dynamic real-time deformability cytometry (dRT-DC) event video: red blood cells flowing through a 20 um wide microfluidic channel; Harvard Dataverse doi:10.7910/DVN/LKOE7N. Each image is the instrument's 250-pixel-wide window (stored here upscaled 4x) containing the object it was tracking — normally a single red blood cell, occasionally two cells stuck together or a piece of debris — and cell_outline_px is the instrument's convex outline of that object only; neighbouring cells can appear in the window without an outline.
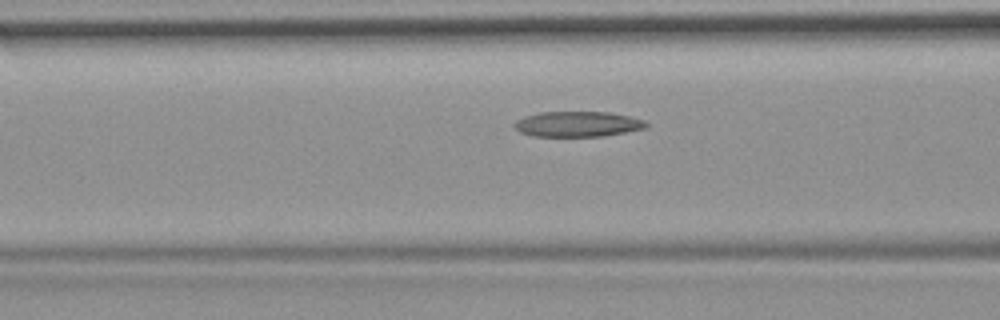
{"species": "common noctule bat (a hibernating species)", "species_latin": "Nyctalus noctula", "temperature_condition": "room temperature", "stored_images_in_passage": 27, "camera_frame_rate_fps": 3000, "um_per_image_px": 0.085, "animal": {"sex": "female", "body_mass_g": 19.9}, "frame": {"image": 1, "passage_image": 5, "time_ms": 1.333, "image_size_px": [1000, 320], "cell_outline_px": [[648, 124], [644, 128], [604, 136], [532, 136], [520, 132], [512, 124], [516, 120], [524, 116], [540, 112], [608, 112], [628, 116], [644, 120]], "centroid_in_image_um": [49.05, 10.54], "position_along_channel_um": 117.5, "area_um2": 19.36}}
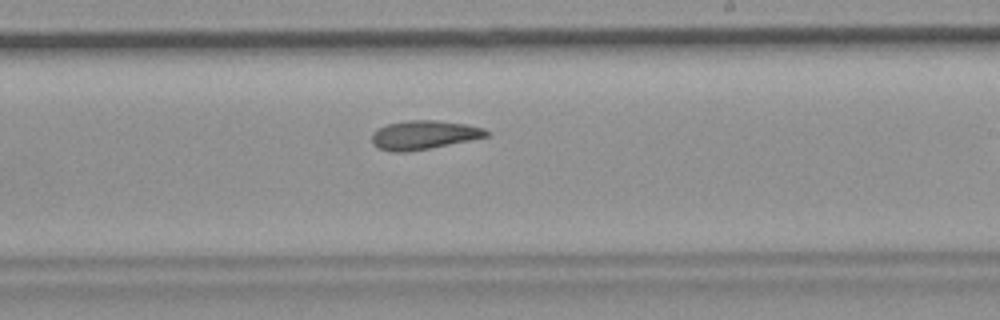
{"frame": {"image": 2, "passage_image": 16, "time_ms": 5.0, "image_size_px": [1000, 320], "cell_outline_px": [[488, 136], [428, 148], [404, 152], [392, 152], [380, 148], [372, 144], [372, 132], [388, 124], [408, 120], [436, 120], [468, 124], [484, 128], [488, 132]], "centroid_in_image_um": [36.01, 11.46], "position_along_channel_um": 253.0, "area_um2": 18.96}}